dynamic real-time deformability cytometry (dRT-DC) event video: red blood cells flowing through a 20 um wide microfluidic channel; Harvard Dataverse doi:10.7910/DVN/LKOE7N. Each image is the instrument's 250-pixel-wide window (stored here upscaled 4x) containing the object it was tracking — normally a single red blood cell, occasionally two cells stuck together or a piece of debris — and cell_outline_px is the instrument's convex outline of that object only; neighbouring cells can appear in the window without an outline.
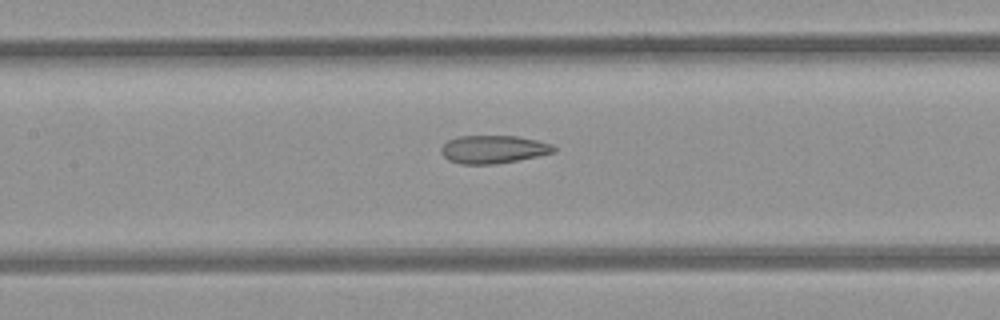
{"species": "common noctule bat (a hibernating species)", "species_latin": "Nyctalus noctula", "temperature_condition": "room temperature", "stored_images_in_passage": 5, "camera_frame_rate_fps": 3000, "um_per_image_px": 0.085, "animal": {"sex": "female", "body_mass_g": 21.9}, "frame": {"image": 1, "passage_image": 5, "time_ms": 5.667, "image_size_px": [1000, 320], "cell_outline_px": [[556, 152], [496, 164], [460, 164], [448, 160], [440, 152], [440, 148], [448, 140], [456, 136], [516, 136], [536, 140], [552, 144], [556, 148]], "centroid_in_image_um": [41.9, 12.69], "position_along_channel_um": 165.5, "area_um2": 18.38}}